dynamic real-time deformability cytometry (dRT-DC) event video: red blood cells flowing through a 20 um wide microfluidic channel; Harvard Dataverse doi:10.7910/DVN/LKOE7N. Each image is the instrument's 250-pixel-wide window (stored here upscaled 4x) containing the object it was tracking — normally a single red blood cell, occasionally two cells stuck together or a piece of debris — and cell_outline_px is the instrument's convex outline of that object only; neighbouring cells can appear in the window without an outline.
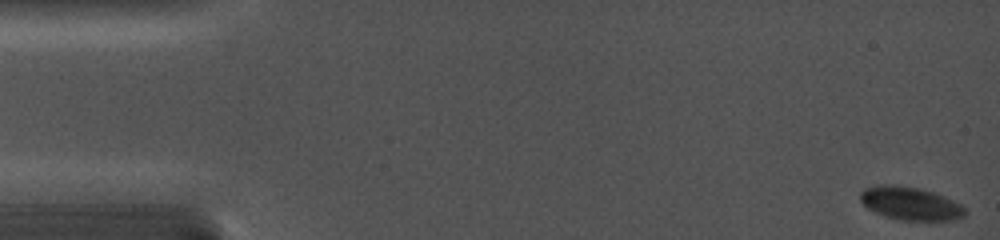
{"species": "common noctule bat (a hibernating species)", "species_latin": "Nyctalus noctula", "temperature_condition": "cold", "stored_images_in_passage": 95, "camera_frame_rate_fps": 5000, "um_per_image_px": 0.085, "animal": {"sex": "female", "body_mass_g": 19.0, "forearm_length_mm": 56.7}, "frame": {"image": 1, "passage_image": 1, "time_ms": 0.0, "image_size_px": [1000, 240], "cell_outline_px": [[968, 212], [964, 216], [956, 220], [900, 220], [876, 212], [868, 208], [860, 200], [860, 192], [864, 188], [876, 184], [892, 184], [920, 188], [944, 196], [960, 204]], "centroid_in_image_um": [77.38, 17.28], "position_along_channel_um": 7.6, "area_um2": 20.23}}
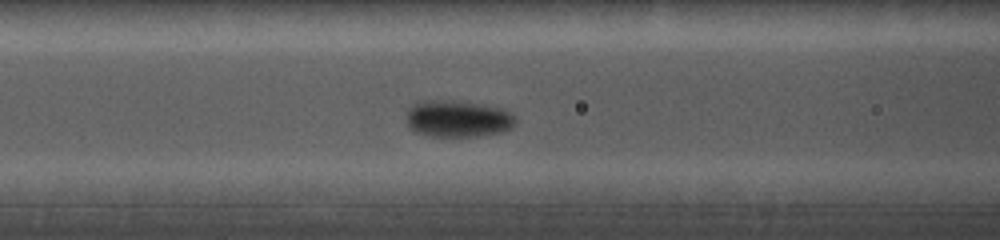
{"frame": {"image": 2, "passage_image": 38, "time_ms": 6.6, "image_size_px": [1000, 240], "cell_outline_px": [[516, 124], [512, 128], [500, 132], [476, 136], [432, 136], [416, 132], [408, 128], [408, 108], [416, 100], [452, 100], [480, 104], [504, 108], [512, 112], [516, 116]], "centroid_in_image_um": [38.93, 10.07], "position_along_channel_um": 127.7, "area_um2": 23.7}}
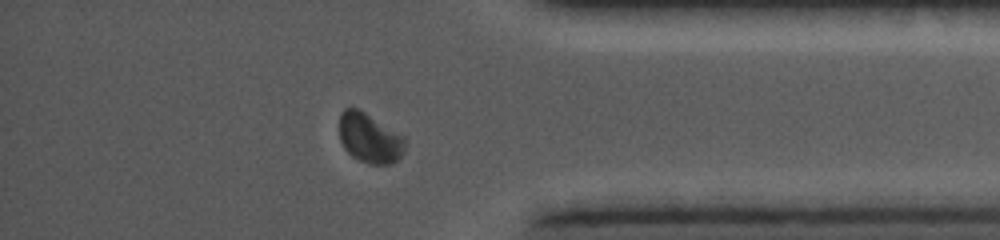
{"frame": {"image": 3, "passage_image": 81, "time_ms": 13.8, "image_size_px": [1000, 240], "cell_outline_px": [[404, 152], [392, 164], [368, 164], [352, 156], [344, 148], [340, 140], [340, 112], [344, 108], [356, 108], [364, 112], [404, 136]], "centroid_in_image_um": [31.4, 11.74], "position_along_channel_um": 403.8, "area_um2": 18.84}}